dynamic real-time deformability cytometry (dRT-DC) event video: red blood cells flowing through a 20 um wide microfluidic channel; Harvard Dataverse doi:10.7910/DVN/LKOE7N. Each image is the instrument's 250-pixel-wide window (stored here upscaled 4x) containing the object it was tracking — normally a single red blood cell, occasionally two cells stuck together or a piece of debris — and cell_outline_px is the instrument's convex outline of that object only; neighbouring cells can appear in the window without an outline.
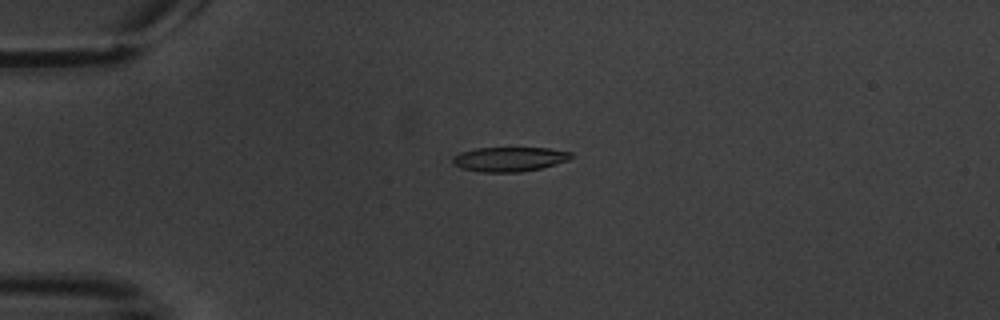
{"species": "common noctule bat (a hibernating species)", "species_latin": "Nyctalus noctula", "temperature_condition": "warm", "stored_images_in_passage": 5, "camera_frame_rate_fps": 3000, "um_per_image_px": 0.085, "animal": {"sex": "male", "body_mass_g": 20.1, "forearm_length_mm": 53.5}, "frame": {"image": 1, "passage_image": 4, "time_ms": 3.667, "image_size_px": [1000, 320], "cell_outline_px": [[572, 156], [568, 160], [556, 164], [540, 168], [520, 172], [480, 172], [460, 168], [452, 164], [452, 160], [460, 152], [476, 148], [548, 148], [572, 152]], "centroid_in_image_um": [43.28, 13.53], "position_along_channel_um": 41.7, "area_um2": 16.88}}